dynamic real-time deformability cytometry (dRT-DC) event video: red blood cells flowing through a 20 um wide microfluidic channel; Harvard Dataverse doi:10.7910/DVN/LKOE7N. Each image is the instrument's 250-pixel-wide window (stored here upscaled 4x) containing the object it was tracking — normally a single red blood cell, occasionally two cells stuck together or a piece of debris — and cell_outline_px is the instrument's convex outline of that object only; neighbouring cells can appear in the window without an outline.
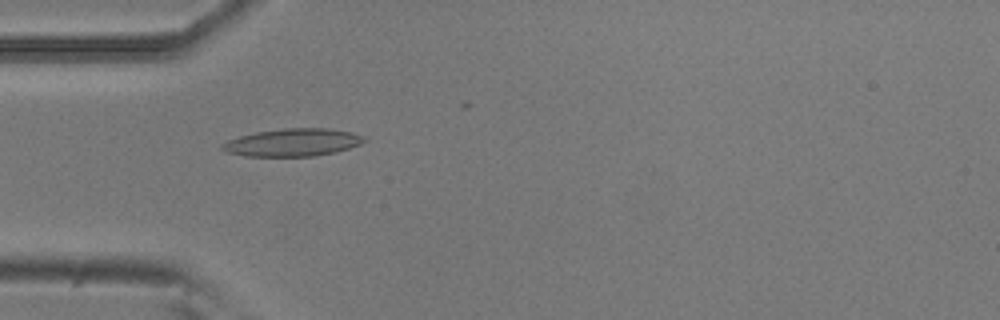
{"species": "common noctule bat (a hibernating species)", "species_latin": "Nyctalus noctula", "temperature_condition": "room temperature", "stored_images_in_passage": 9, "camera_frame_rate_fps": 3000, "um_per_image_px": 0.085, "animal": {"sex": "male", "body_mass_g": 20.5, "forearm_length_mm": 52.5}, "frame": {"image": 1, "passage_image": 3, "time_ms": 0.667, "image_size_px": [1000, 320], "cell_outline_px": [[368, 140], [360, 144], [336, 152], [312, 156], [244, 156], [228, 152], [220, 148], [220, 144], [228, 140], [240, 136], [256, 132], [284, 128], [328, 128], [352, 132], [368, 136]], "centroid_in_image_um": [24.92, 12.1], "position_along_channel_um": 60.1, "area_um2": 23.0}}
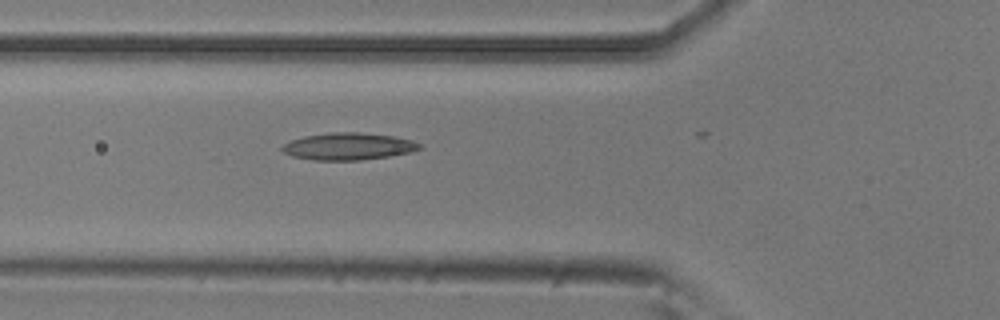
{"frame": {"image": 2, "passage_image": 6, "time_ms": 1.667, "image_size_px": [1000, 320], "cell_outline_px": [[424, 148], [408, 152], [388, 156], [360, 160], [312, 160], [292, 156], [284, 152], [280, 148], [284, 144], [292, 140], [304, 136], [332, 132], [360, 132], [392, 136], [412, 140], [420, 144]], "centroid_in_image_um": [29.6, 12.44], "position_along_channel_um": 96.2, "area_um2": 21.56}}